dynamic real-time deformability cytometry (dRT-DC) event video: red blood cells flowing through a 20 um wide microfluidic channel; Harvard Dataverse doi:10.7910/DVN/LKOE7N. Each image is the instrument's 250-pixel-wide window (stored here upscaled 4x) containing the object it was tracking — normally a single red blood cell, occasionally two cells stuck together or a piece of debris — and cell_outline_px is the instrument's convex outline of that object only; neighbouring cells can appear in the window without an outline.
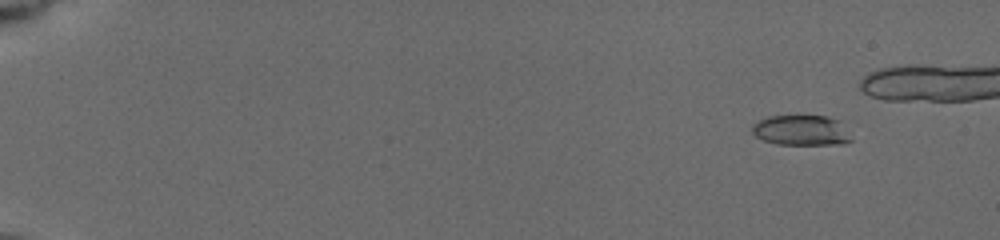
{"species": "common noctule bat (a hibernating species)", "species_latin": "Nyctalus noctula", "temperature_condition": "cold", "stored_images_in_passage": 6, "camera_frame_rate_fps": 3000, "um_per_image_px": 0.085, "animal": {"sex": "female", "body_mass_g": 19.5, "forearm_length_mm": 54.1}, "frame": {"image": 1, "passage_image": 2, "time_ms": 1.333, "image_size_px": [1000, 240], "cell_outline_px": [[852, 140], [844, 144], [780, 144], [764, 140], [756, 136], [752, 132], [752, 124], [760, 120], [772, 116], [824, 116], [836, 120]], "centroid_in_image_um": [68.06, 11.08], "position_along_channel_um": 16.9, "area_um2": 16.94}}